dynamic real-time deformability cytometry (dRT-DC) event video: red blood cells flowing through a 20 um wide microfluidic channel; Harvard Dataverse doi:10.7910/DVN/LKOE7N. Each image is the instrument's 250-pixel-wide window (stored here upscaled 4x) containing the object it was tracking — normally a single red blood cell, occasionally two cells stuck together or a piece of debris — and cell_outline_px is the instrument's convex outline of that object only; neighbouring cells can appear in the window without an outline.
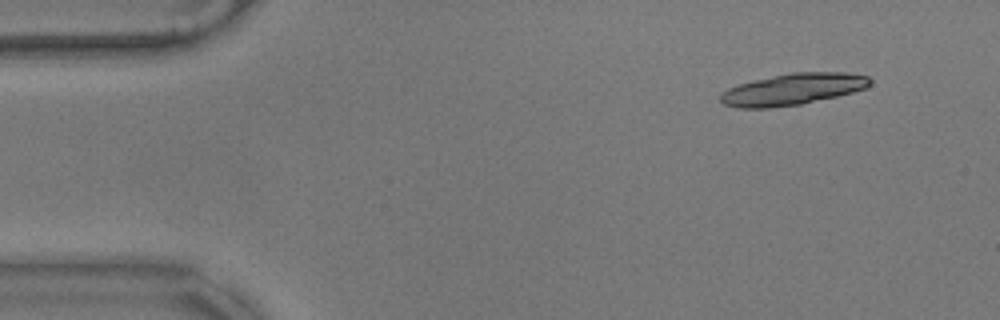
{"species": "common noctule bat (a hibernating species)", "species_latin": "Nyctalus noctula", "temperature_condition": "warm", "stored_images_in_passage": 15, "camera_frame_rate_fps": 3000, "um_per_image_px": 0.085, "animal": {"sex": "male", "body_mass_g": 17.9}, "frame": {"image": 1, "passage_image": 2, "time_ms": 0.333, "image_size_px": [1000, 320], "cell_outline_px": [[872, 84], [864, 88], [852, 92], [836, 96], [800, 104], [768, 108], [740, 108], [724, 104], [720, 100], [720, 96], [728, 88], [740, 84], [756, 80], [792, 72], [844, 72], [868, 76], [872, 80]], "centroid_in_image_um": [67.41, 7.58], "position_along_channel_um": 17.6, "area_um2": 27.05}}